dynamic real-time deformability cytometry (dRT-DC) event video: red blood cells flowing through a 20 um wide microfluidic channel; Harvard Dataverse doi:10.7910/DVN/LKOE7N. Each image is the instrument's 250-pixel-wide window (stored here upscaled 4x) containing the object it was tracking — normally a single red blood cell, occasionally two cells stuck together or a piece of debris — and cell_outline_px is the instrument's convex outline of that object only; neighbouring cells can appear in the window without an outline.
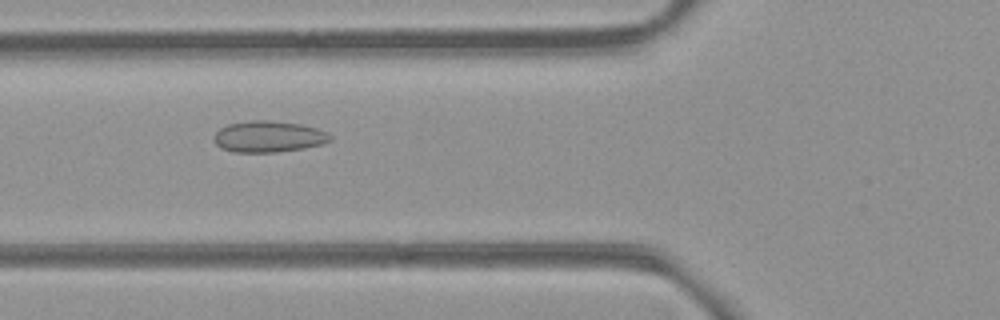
{"species": "common noctule bat (a hibernating species)", "species_latin": "Nyctalus noctula", "temperature_condition": "room temperature", "stored_images_in_passage": 53, "camera_frame_rate_fps": 3000, "um_per_image_px": 0.085, "animal": {"sex": "female", "body_mass_g": 21.9}, "frame": {"image": 1, "passage_image": 20, "time_ms": 6.333, "image_size_px": [1000, 320], "cell_outline_px": [[332, 140], [320, 144], [304, 148], [276, 152], [232, 152], [220, 148], [216, 144], [216, 132], [220, 128], [228, 124], [248, 120], [272, 120], [300, 124], [316, 128], [332, 136]], "centroid_in_image_um": [22.81, 11.61], "position_along_channel_um": 103.0, "area_um2": 21.1}}
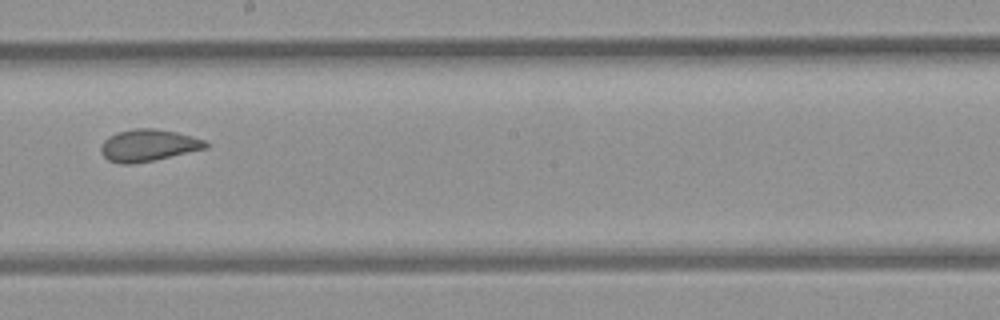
{"frame": {"image": 2, "passage_image": 30, "time_ms": 9.667, "image_size_px": [1000, 320], "cell_outline_px": [[208, 148], [152, 160], [132, 164], [120, 164], [108, 160], [100, 152], [100, 148], [104, 140], [108, 136], [116, 132], [136, 128], [152, 128], [176, 132], [208, 140]], "centroid_in_image_um": [12.6, 12.35], "position_along_channel_um": 235.6, "area_um2": 19.54}}
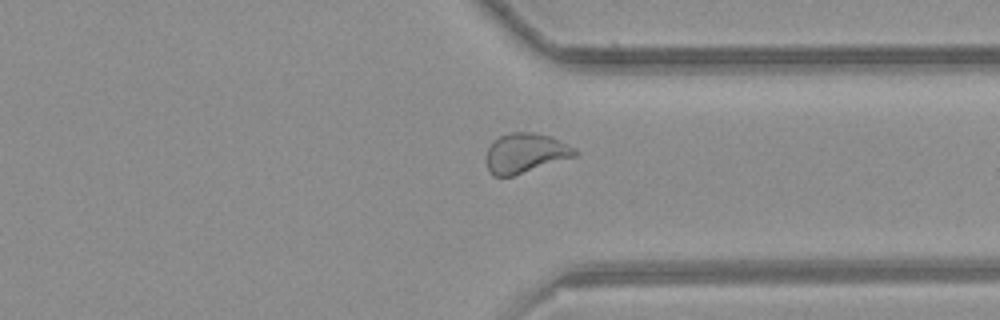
{"frame": {"image": 3, "passage_image": 40, "time_ms": 13.0, "image_size_px": [1000, 320], "cell_outline_px": [[580, 152], [576, 156], [512, 176], [492, 176], [488, 172], [488, 148], [492, 140], [500, 136], [512, 132], [532, 132], [552, 136], [576, 148]], "centroid_in_image_um": [44.69, 13.0], "position_along_channel_um": 366.7, "area_um2": 20.52}, "authors_computed_cell_mechanics": {"area_um2": 21.3282, "velocity_mm_per_s": 3.967, "shape_relaxation_time_tau1_ms": null, "shape_relaxation_time_tau2_ms": 0.926, "deformation_change_tau1": null, "deformation_change_tau2": 0.0757}}